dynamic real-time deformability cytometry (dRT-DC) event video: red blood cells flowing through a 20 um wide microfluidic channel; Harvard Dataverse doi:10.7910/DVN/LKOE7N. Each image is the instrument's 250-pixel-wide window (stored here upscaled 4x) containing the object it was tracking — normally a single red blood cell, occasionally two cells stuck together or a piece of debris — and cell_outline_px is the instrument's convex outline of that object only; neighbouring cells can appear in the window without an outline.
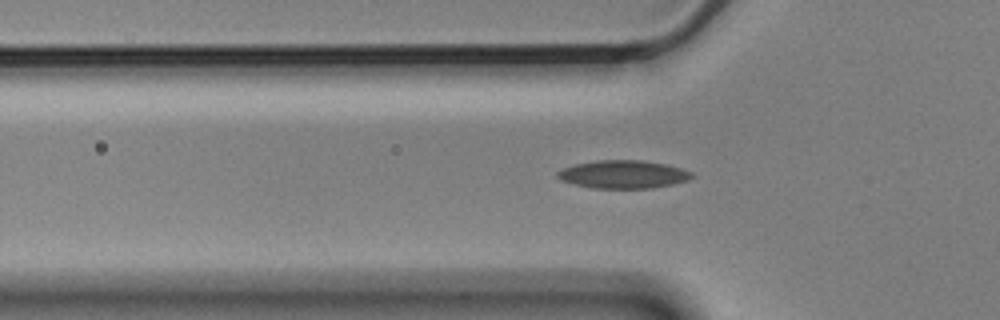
{"species": "Egyptian fruit bat (a non-hibernating species)", "species_latin": "Rousettus aegyptiacus", "temperature_condition": "cold", "stored_images_in_passage": 48, "camera_frame_rate_fps": 3000, "um_per_image_px": 0.085, "animal": {"sex": "male"}, "frame": {"image": 1, "passage_image": 17, "time_ms": 5.333, "image_size_px": [1000, 320], "cell_outline_px": [[696, 176], [688, 180], [672, 184], [652, 188], [592, 188], [560, 180], [556, 176], [556, 172], [572, 164], [596, 160], [640, 160], [664, 164], [680, 168], [692, 172]], "centroid_in_image_um": [52.96, 14.81], "position_along_channel_um": 72.8, "area_um2": 21.96}}
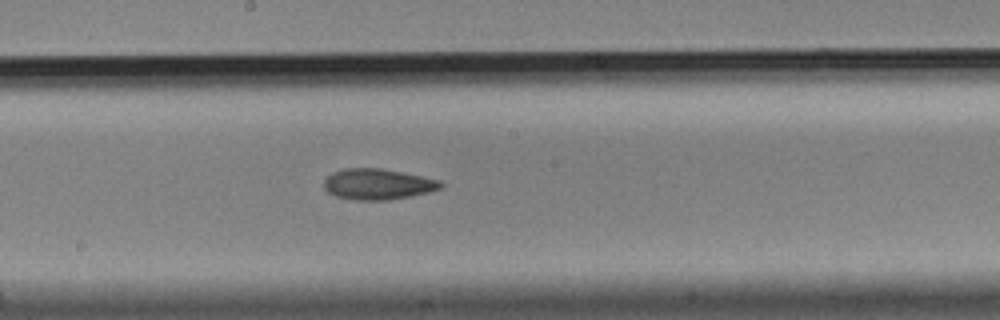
{"frame": {"image": 2, "passage_image": 29, "time_ms": 9.333, "image_size_px": [1000, 320], "cell_outline_px": [[444, 184], [440, 188], [428, 192], [412, 196], [388, 200], [356, 200], [336, 196], [328, 192], [324, 188], [324, 180], [332, 172], [344, 168], [380, 168], [440, 180]], "centroid_in_image_um": [32.09, 15.66], "position_along_channel_um": 216.1, "area_um2": 20.87}}
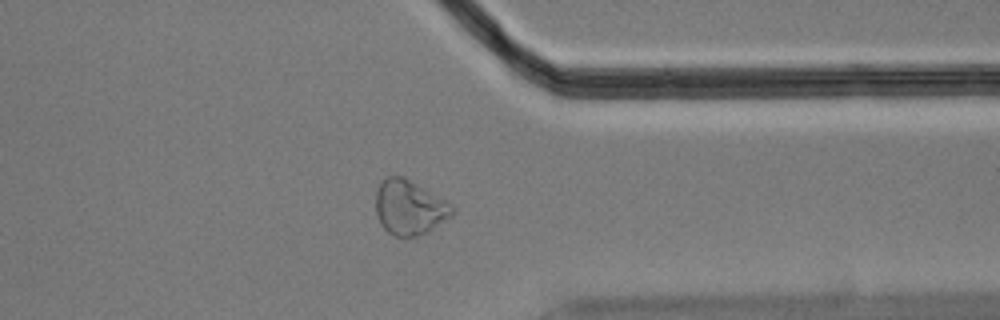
{"frame": {"image": 3, "passage_image": 43, "time_ms": 14.0, "image_size_px": [1000, 320], "cell_outline_px": [[456, 212], [452, 216], [428, 232], [404, 240], [388, 232], [380, 224], [376, 216], [376, 192], [380, 184], [388, 176], [404, 176], [452, 204], [456, 208]], "centroid_in_image_um": [34.82, 17.67], "position_along_channel_um": 376.6, "area_um2": 24.74}, "authors_computed_cell_mechanics": {"area_um2": 20.9236, "velocity_mm_per_s": 3.5504, "shape_relaxation_time_tau1_ms": null, "shape_relaxation_time_tau2_ms": 8.4626, "deformation_change_tau1": null, "deformation_change_tau2": 0.1681}}